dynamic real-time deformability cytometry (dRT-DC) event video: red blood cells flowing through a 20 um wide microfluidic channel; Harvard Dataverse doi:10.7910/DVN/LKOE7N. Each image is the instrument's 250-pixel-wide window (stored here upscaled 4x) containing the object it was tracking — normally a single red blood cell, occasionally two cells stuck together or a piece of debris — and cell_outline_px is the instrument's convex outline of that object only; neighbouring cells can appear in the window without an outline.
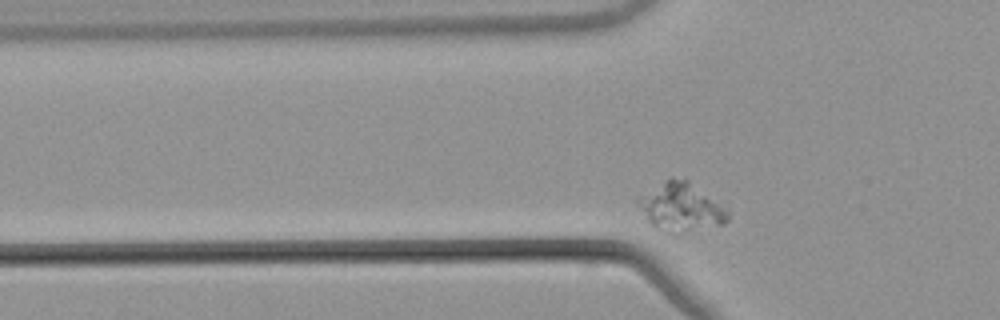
{"species": "common noctule bat (a hibernating species)", "species_latin": "Nyctalus noctula", "temperature_condition": "warm", "stored_images_in_passage": 33, "camera_frame_rate_fps": 3000, "um_per_image_px": 0.085, "animal": {"sex": "male", "body_mass_g": 21.5, "forearm_length_mm": 52.0}, "frame": {"image": 1, "passage_image": 4, "time_ms": 1.0, "image_size_px": [1000, 320], "cell_outline_px": [[728, 220], [724, 224], [660, 228], [652, 224], [636, 200], [640, 196], [668, 176], [672, 176], [688, 180], [728, 212]], "centroid_in_image_um": [57.83, 17.45], "position_along_channel_um": 68.0, "area_um2": 22.83}}
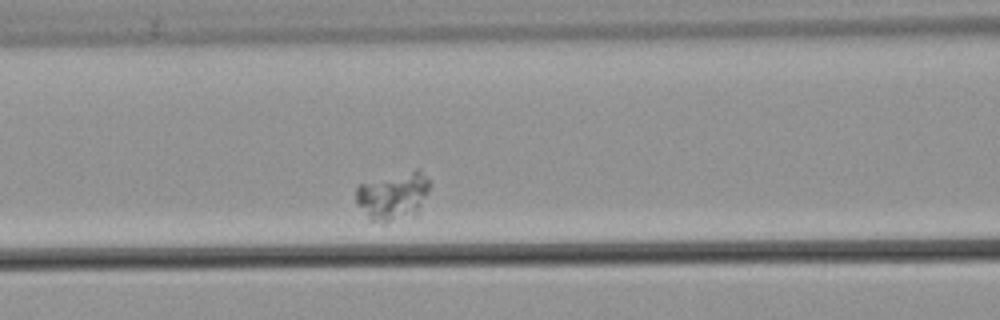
{"frame": {"image": 2, "passage_image": 10, "time_ms": 3.0, "image_size_px": [1000, 320], "cell_outline_px": [[428, 192], [416, 216], [384, 224], [368, 220], [356, 204], [356, 188], [360, 184], [416, 168], [420, 168], [428, 180]], "centroid_in_image_um": [33.4, 16.7], "position_along_channel_um": 133.2, "area_um2": 21.1}}
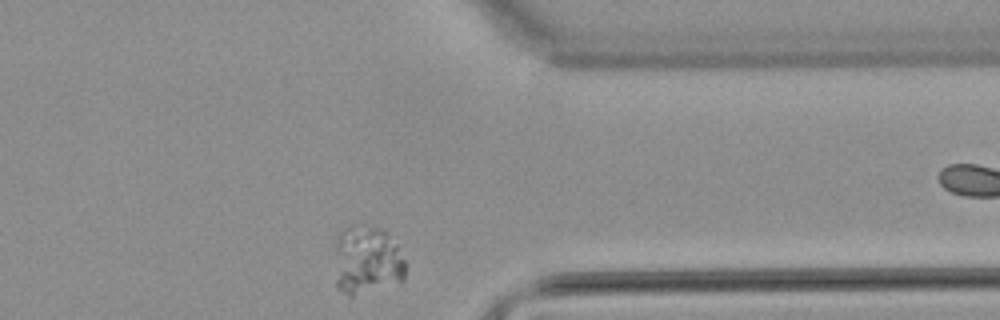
{"frame": {"image": 3, "passage_image": 32, "time_ms": 10.333, "image_size_px": [1000, 320], "cell_outline_px": [[404, 280], [352, 296], [348, 296], [336, 288], [336, 240], [340, 232], [352, 224], [372, 224], [380, 228], [396, 244], [404, 260]], "centroid_in_image_um": [31.16, 22.09], "position_along_channel_um": 380.2, "area_um2": 28.21}}